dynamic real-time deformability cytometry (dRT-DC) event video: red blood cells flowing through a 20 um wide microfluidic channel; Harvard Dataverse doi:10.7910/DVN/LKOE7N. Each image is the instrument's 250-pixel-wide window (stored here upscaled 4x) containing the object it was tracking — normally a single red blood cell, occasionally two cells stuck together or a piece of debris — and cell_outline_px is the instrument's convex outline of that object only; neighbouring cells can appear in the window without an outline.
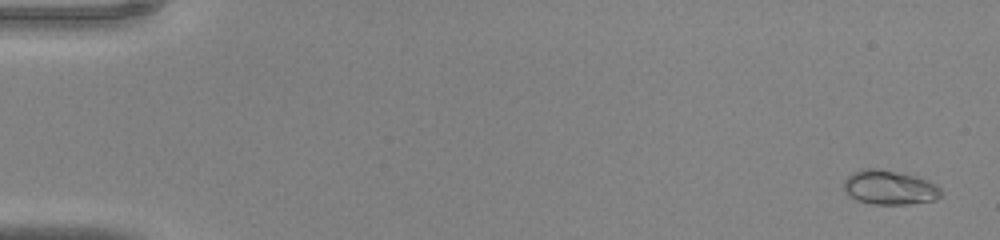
{"species": "common noctule bat (a hibernating species)", "species_latin": "Nyctalus noctula", "temperature_condition": "warm", "stored_images_in_passage": 46, "camera_frame_rate_fps": 3000, "um_per_image_px": 0.085, "animal": {"sex": "male", "body_mass_g": 20.0, "forearm_length_mm": 53.3}, "frame": {"image": 1, "passage_image": 2, "time_ms": 0.333, "image_size_px": [1000, 240], "cell_outline_px": [[944, 192], [936, 200], [908, 204], [872, 204], [856, 200], [848, 196], [844, 192], [844, 180], [852, 172], [864, 168], [876, 168], [916, 176], [928, 180], [936, 184]], "centroid_in_image_um": [75.6, 15.94], "position_along_channel_um": 9.4, "area_um2": 19.65}}
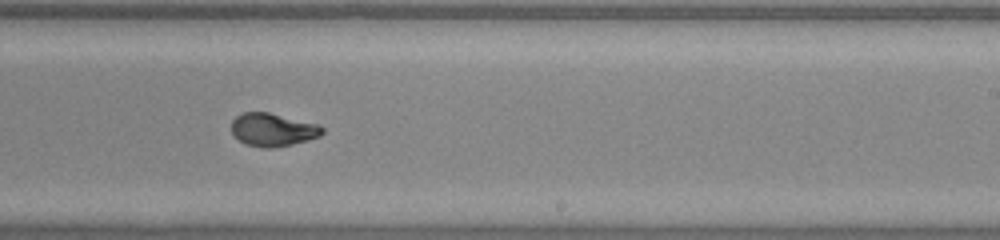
{"frame": {"image": 2, "passage_image": 29, "time_ms": 9.333, "image_size_px": [1000, 240], "cell_outline_px": [[324, 132], [320, 136], [308, 140], [292, 144], [272, 148], [264, 148], [244, 144], [232, 132], [232, 120], [236, 116], [244, 112], [268, 112], [320, 124], [324, 128]], "centroid_in_image_um": [23.22, 11.02], "position_along_channel_um": 265.8, "area_um2": 17.57}}
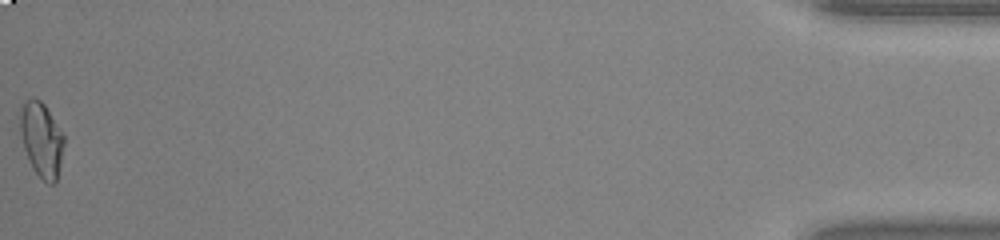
{"frame": {"image": 3, "passage_image": 46, "time_ms": 15.0, "image_size_px": [1000, 240], "cell_outline_px": [[64, 144], [56, 184], [48, 184], [32, 168], [24, 148], [20, 132], [20, 108], [24, 100], [32, 96], [40, 100], [44, 104], [64, 136]], "centroid_in_image_um": [3.51, 11.84], "position_along_channel_um": 431.7, "area_um2": 19.02}}